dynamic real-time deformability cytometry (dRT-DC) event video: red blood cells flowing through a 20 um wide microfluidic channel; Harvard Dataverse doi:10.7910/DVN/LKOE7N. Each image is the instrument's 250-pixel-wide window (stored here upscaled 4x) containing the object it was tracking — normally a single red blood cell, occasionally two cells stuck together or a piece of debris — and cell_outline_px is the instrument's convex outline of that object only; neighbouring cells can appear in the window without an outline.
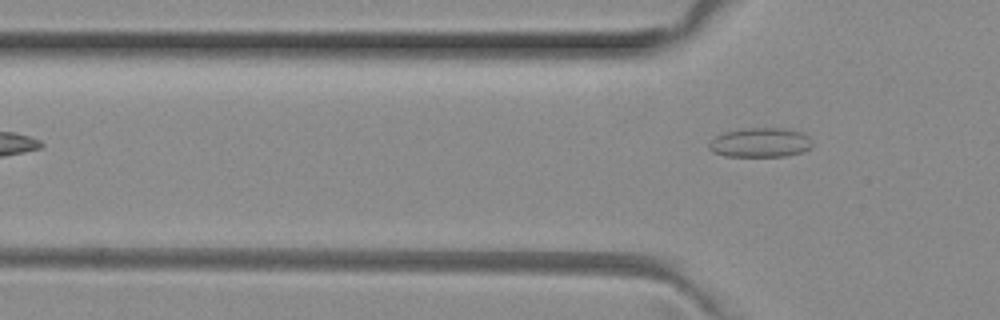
{"species": "common noctule bat (a hibernating species)", "species_latin": "Nyctalus noctula", "temperature_condition": "room temperature", "stored_images_in_passage": 3, "segment_of_instrument_passage": [2, 2], "camera_frame_rate_fps": 3000, "um_per_image_px": 0.085, "animal": {"sex": "female", "body_mass_g": 29.2, "forearm_length_mm": 56.3}, "frame": {"image": 1, "passage_image": 3, "time_ms": 0.667, "image_size_px": [1000, 320], "cell_outline_px": [[812, 148], [800, 152], [784, 156], [724, 156], [712, 152], [708, 148], [708, 144], [716, 136], [724, 132], [740, 128], [784, 128], [800, 132], [808, 136], [812, 140]], "centroid_in_image_um": [64.6, 12.11], "position_along_channel_um": 61.2, "area_um2": 17.8}}